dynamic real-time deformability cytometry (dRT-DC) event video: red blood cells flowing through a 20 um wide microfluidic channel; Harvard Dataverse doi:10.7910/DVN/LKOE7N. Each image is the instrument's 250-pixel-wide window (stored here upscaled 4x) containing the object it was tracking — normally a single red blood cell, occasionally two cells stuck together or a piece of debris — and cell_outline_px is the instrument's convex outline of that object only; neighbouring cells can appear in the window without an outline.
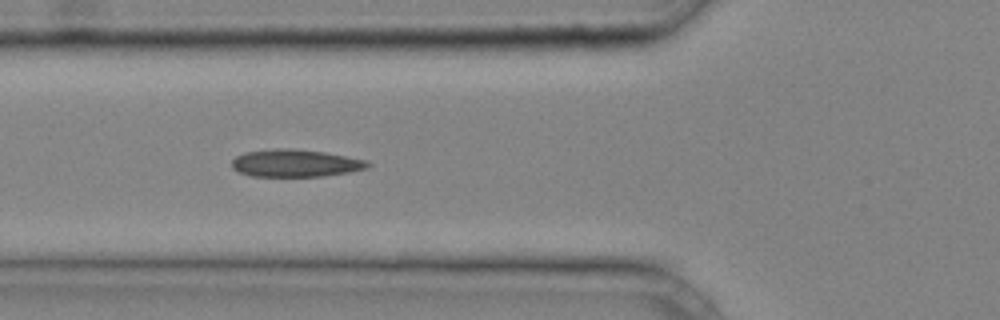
{"species": "common noctule bat (a hibernating species)", "species_latin": "Nyctalus noctula", "temperature_condition": "cold", "stored_images_in_passage": 38, "camera_frame_rate_fps": 3000, "um_per_image_px": 0.085, "animal": {"sex": "male", "body_mass_g": 20.4}, "frame": {"image": 1, "passage_image": 12, "time_ms": 3.667, "image_size_px": [1000, 320], "cell_outline_px": [[372, 164], [368, 168], [348, 172], [320, 176], [252, 176], [240, 172], [232, 168], [232, 160], [236, 156], [244, 152], [276, 148], [292, 148], [324, 152], [368, 160]], "centroid_in_image_um": [25.12, 13.86], "position_along_channel_um": 100.7, "area_um2": 21.73}}